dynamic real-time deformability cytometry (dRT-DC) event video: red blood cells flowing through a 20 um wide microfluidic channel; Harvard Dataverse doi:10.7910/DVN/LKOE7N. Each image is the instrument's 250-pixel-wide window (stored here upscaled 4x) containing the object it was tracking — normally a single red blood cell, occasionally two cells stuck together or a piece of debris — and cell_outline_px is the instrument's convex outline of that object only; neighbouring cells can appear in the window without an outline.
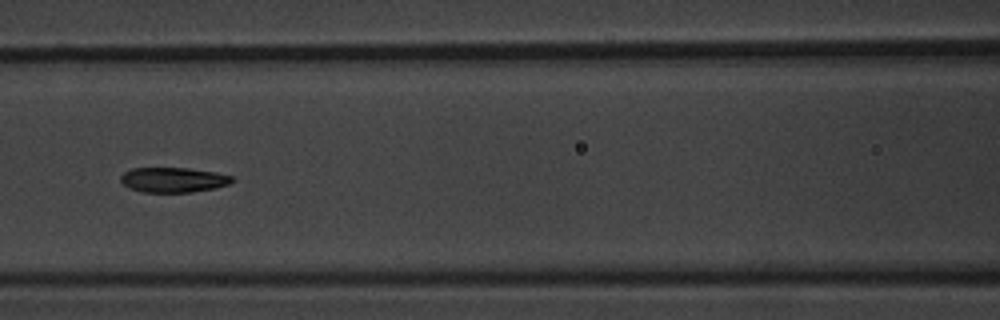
{"species": "common noctule bat (a hibernating species)", "species_latin": "Nyctalus noctula", "temperature_condition": "warm", "stored_images_in_passage": 7, "camera_frame_rate_fps": 3000, "um_per_image_px": 0.085, "animal": {"sex": "male", "body_mass_g": 20.1, "forearm_length_mm": 53.5}, "frame": {"image": 1, "passage_image": 5, "time_ms": 5.333, "image_size_px": [1000, 320], "cell_outline_px": [[236, 180], [228, 184], [216, 188], [192, 192], [140, 192], [128, 188], [120, 180], [120, 176], [124, 172], [132, 168], [188, 168], [216, 172], [232, 176]], "centroid_in_image_um": [14.73, 15.29], "position_along_channel_um": 151.9, "area_um2": 16.36}}
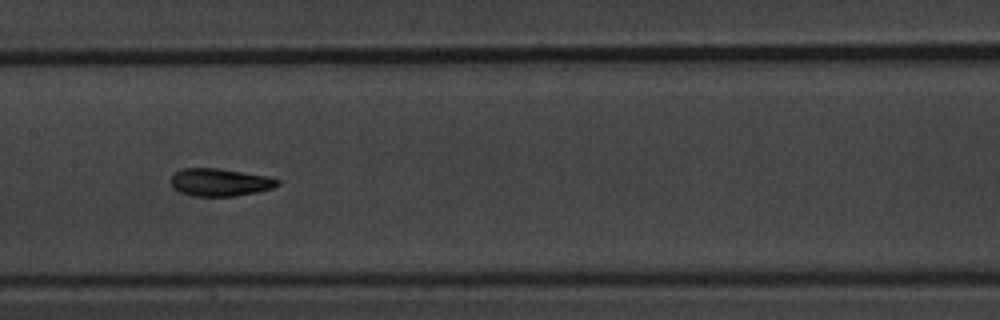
{"frame": {"image": 2, "passage_image": 6, "time_ms": 6.333, "image_size_px": [1000, 320], "cell_outline_px": [[280, 184], [272, 188], [256, 192], [236, 196], [192, 196], [180, 192], [172, 188], [172, 176], [176, 172], [184, 168], [220, 168], [268, 176], [280, 180]], "centroid_in_image_um": [18.71, 15.49], "position_along_channel_um": 188.7, "area_um2": 17.22}}
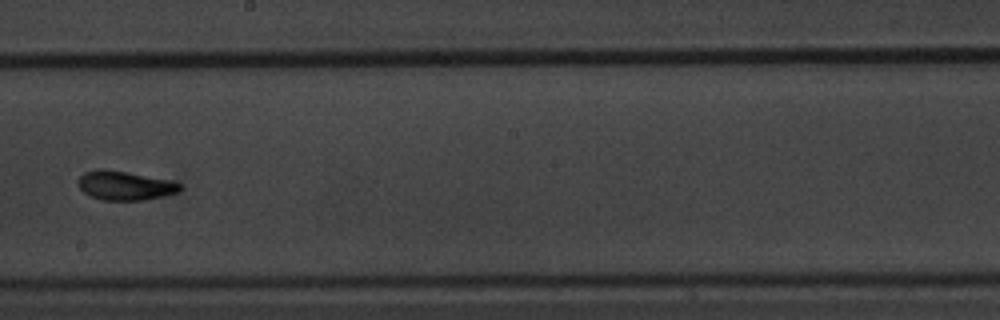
{"frame": {"image": 3, "passage_image": 7, "time_ms": 7.667, "image_size_px": [1000, 320], "cell_outline_px": [[180, 192], [144, 200], [104, 200], [88, 196], [76, 184], [76, 180], [84, 172], [96, 168], [104, 168], [172, 180], [180, 184]], "centroid_in_image_um": [10.56, 15.76], "position_along_channel_um": 237.6, "area_um2": 17.51}}